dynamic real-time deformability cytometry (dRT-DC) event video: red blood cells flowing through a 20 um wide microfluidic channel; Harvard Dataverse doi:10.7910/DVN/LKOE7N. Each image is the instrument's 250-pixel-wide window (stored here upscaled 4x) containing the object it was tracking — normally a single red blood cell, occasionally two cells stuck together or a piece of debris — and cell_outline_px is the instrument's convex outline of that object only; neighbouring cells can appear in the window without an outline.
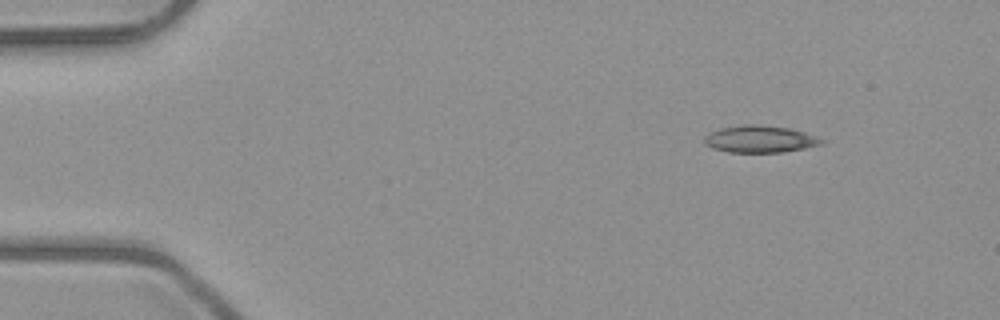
{"species": "common noctule bat (a hibernating species)", "species_latin": "Nyctalus noctula", "temperature_condition": "room temperature", "stored_images_in_passage": 4, "camera_frame_rate_fps": 3000, "um_per_image_px": 0.085, "animal": {"sex": "male", "body_mass_g": 23.1, "forearm_length_mm": 52.7}, "frame": {"image": 1, "passage_image": 1, "time_ms": 0.0, "image_size_px": [1000, 320], "cell_outline_px": [[828, 140], [824, 144], [784, 152], [728, 152], [712, 148], [704, 144], [704, 136], [708, 132], [720, 128], [744, 124], [756, 124], [788, 128], [804, 132]], "centroid_in_image_um": [64.6, 11.82], "position_along_channel_um": 20.4, "area_um2": 18.67}}
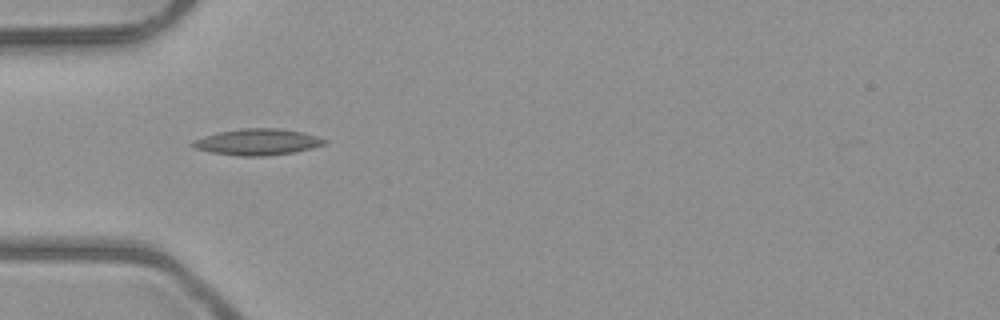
{"frame": {"image": 2, "passage_image": 4, "time_ms": 3.333, "image_size_px": [1000, 320], "cell_outline_px": [[328, 144], [296, 152], [264, 156], [240, 156], [212, 152], [196, 148], [188, 144], [192, 140], [204, 136], [220, 132], [240, 128], [280, 128], [304, 132], [328, 140]], "centroid_in_image_um": [21.93, 12.06], "position_along_channel_um": 63.1, "area_um2": 20.35}}